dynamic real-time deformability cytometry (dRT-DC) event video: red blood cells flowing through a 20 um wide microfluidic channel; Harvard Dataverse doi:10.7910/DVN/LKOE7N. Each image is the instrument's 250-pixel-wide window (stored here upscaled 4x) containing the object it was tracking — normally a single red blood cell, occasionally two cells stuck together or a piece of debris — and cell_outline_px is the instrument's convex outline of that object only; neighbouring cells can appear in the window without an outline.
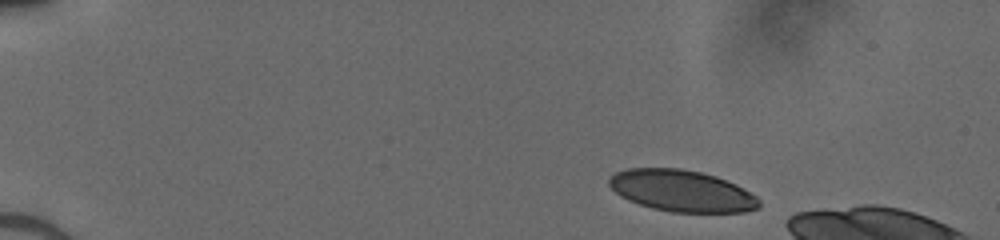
{"species": "human", "species_latin": "Homo sapiens", "temperature_condition": "cold", "stored_images_in_passage": 10, "camera_frame_rate_fps": 3000, "um_per_image_px": 0.085, "donor": {"sex": "male"}, "frame": {"image": 1, "passage_image": 1, "time_ms": 0.0, "image_size_px": [1000, 240], "cell_outline_px": [[760, 208], [744, 212], [672, 212], [652, 208], [628, 200], [620, 196], [608, 184], [608, 180], [616, 172], [628, 168], [680, 168], [700, 172], [716, 176], [736, 184], [756, 196], [760, 200]], "centroid_in_image_um": [57.96, 16.22], "position_along_channel_um": 27.0, "area_um2": 36.3}}